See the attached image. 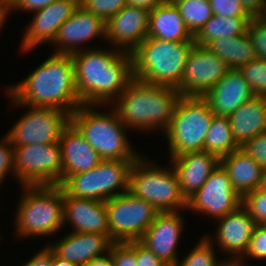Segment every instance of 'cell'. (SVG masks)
I'll list each match as a JSON object with an SVG mask.
<instances>
[{"label": "cell", "mask_w": 266, "mask_h": 266, "mask_svg": "<svg viewBox=\"0 0 266 266\" xmlns=\"http://www.w3.org/2000/svg\"><path fill=\"white\" fill-rule=\"evenodd\" d=\"M251 17H260L266 9V0H238Z\"/></svg>", "instance_id": "45"}, {"label": "cell", "mask_w": 266, "mask_h": 266, "mask_svg": "<svg viewBox=\"0 0 266 266\" xmlns=\"http://www.w3.org/2000/svg\"><path fill=\"white\" fill-rule=\"evenodd\" d=\"M92 107L95 105L81 104L70 115V123L103 160H137L140 156L128 143L127 127L113 107L109 114Z\"/></svg>", "instance_id": "5"}, {"label": "cell", "mask_w": 266, "mask_h": 266, "mask_svg": "<svg viewBox=\"0 0 266 266\" xmlns=\"http://www.w3.org/2000/svg\"><path fill=\"white\" fill-rule=\"evenodd\" d=\"M80 5V0H55L45 8L34 11L33 19L22 38L21 49L28 51L52 43L60 26L70 18Z\"/></svg>", "instance_id": "17"}, {"label": "cell", "mask_w": 266, "mask_h": 266, "mask_svg": "<svg viewBox=\"0 0 266 266\" xmlns=\"http://www.w3.org/2000/svg\"><path fill=\"white\" fill-rule=\"evenodd\" d=\"M105 39L106 23L96 15L86 11L81 5L58 29L52 44L58 47L55 54H73L80 51V43L98 36Z\"/></svg>", "instance_id": "18"}, {"label": "cell", "mask_w": 266, "mask_h": 266, "mask_svg": "<svg viewBox=\"0 0 266 266\" xmlns=\"http://www.w3.org/2000/svg\"><path fill=\"white\" fill-rule=\"evenodd\" d=\"M241 204L242 197L232 187L227 171L219 164L201 188L187 200V209L219 219Z\"/></svg>", "instance_id": "14"}, {"label": "cell", "mask_w": 266, "mask_h": 266, "mask_svg": "<svg viewBox=\"0 0 266 266\" xmlns=\"http://www.w3.org/2000/svg\"><path fill=\"white\" fill-rule=\"evenodd\" d=\"M259 189H261V190L266 192V169H263V173H262V178H261V183H260Z\"/></svg>", "instance_id": "50"}, {"label": "cell", "mask_w": 266, "mask_h": 266, "mask_svg": "<svg viewBox=\"0 0 266 266\" xmlns=\"http://www.w3.org/2000/svg\"><path fill=\"white\" fill-rule=\"evenodd\" d=\"M212 236L204 235L194 249L184 257L183 260H178L175 266H231L227 260L216 261L215 248L213 245Z\"/></svg>", "instance_id": "32"}, {"label": "cell", "mask_w": 266, "mask_h": 266, "mask_svg": "<svg viewBox=\"0 0 266 266\" xmlns=\"http://www.w3.org/2000/svg\"><path fill=\"white\" fill-rule=\"evenodd\" d=\"M52 266H78V265L74 263H70L69 261L60 259L55 254H53Z\"/></svg>", "instance_id": "49"}, {"label": "cell", "mask_w": 266, "mask_h": 266, "mask_svg": "<svg viewBox=\"0 0 266 266\" xmlns=\"http://www.w3.org/2000/svg\"><path fill=\"white\" fill-rule=\"evenodd\" d=\"M70 114L57 108L31 107L6 134L13 146L58 143Z\"/></svg>", "instance_id": "12"}, {"label": "cell", "mask_w": 266, "mask_h": 266, "mask_svg": "<svg viewBox=\"0 0 266 266\" xmlns=\"http://www.w3.org/2000/svg\"><path fill=\"white\" fill-rule=\"evenodd\" d=\"M13 174L23 185H60L63 165L59 142L14 146Z\"/></svg>", "instance_id": "10"}, {"label": "cell", "mask_w": 266, "mask_h": 266, "mask_svg": "<svg viewBox=\"0 0 266 266\" xmlns=\"http://www.w3.org/2000/svg\"><path fill=\"white\" fill-rule=\"evenodd\" d=\"M217 220L215 243L222 251L232 255L227 262L234 266L244 256L256 223L242 205Z\"/></svg>", "instance_id": "19"}, {"label": "cell", "mask_w": 266, "mask_h": 266, "mask_svg": "<svg viewBox=\"0 0 266 266\" xmlns=\"http://www.w3.org/2000/svg\"><path fill=\"white\" fill-rule=\"evenodd\" d=\"M227 117L234 140L241 147L250 138L266 131V97L254 96Z\"/></svg>", "instance_id": "26"}, {"label": "cell", "mask_w": 266, "mask_h": 266, "mask_svg": "<svg viewBox=\"0 0 266 266\" xmlns=\"http://www.w3.org/2000/svg\"><path fill=\"white\" fill-rule=\"evenodd\" d=\"M179 179L182 195L191 198L220 164V158L207 151L189 152L170 158Z\"/></svg>", "instance_id": "22"}, {"label": "cell", "mask_w": 266, "mask_h": 266, "mask_svg": "<svg viewBox=\"0 0 266 266\" xmlns=\"http://www.w3.org/2000/svg\"><path fill=\"white\" fill-rule=\"evenodd\" d=\"M256 225L266 222V192L257 188L242 197L241 204Z\"/></svg>", "instance_id": "35"}, {"label": "cell", "mask_w": 266, "mask_h": 266, "mask_svg": "<svg viewBox=\"0 0 266 266\" xmlns=\"http://www.w3.org/2000/svg\"><path fill=\"white\" fill-rule=\"evenodd\" d=\"M113 241L99 233H68L55 245H48L60 259L84 266L92 259L107 254ZM104 252V254H103Z\"/></svg>", "instance_id": "23"}, {"label": "cell", "mask_w": 266, "mask_h": 266, "mask_svg": "<svg viewBox=\"0 0 266 266\" xmlns=\"http://www.w3.org/2000/svg\"><path fill=\"white\" fill-rule=\"evenodd\" d=\"M245 257L258 260L266 259V228L263 225L255 226L244 256L234 266H246V264L243 263V258Z\"/></svg>", "instance_id": "38"}, {"label": "cell", "mask_w": 266, "mask_h": 266, "mask_svg": "<svg viewBox=\"0 0 266 266\" xmlns=\"http://www.w3.org/2000/svg\"><path fill=\"white\" fill-rule=\"evenodd\" d=\"M180 10L187 29L195 36L213 16L209 0H170Z\"/></svg>", "instance_id": "31"}, {"label": "cell", "mask_w": 266, "mask_h": 266, "mask_svg": "<svg viewBox=\"0 0 266 266\" xmlns=\"http://www.w3.org/2000/svg\"><path fill=\"white\" fill-rule=\"evenodd\" d=\"M239 148L234 140L228 117L215 115L205 137L204 151L221 158Z\"/></svg>", "instance_id": "30"}, {"label": "cell", "mask_w": 266, "mask_h": 266, "mask_svg": "<svg viewBox=\"0 0 266 266\" xmlns=\"http://www.w3.org/2000/svg\"><path fill=\"white\" fill-rule=\"evenodd\" d=\"M230 68H240L256 58L254 46L247 31L241 35L213 40L207 46Z\"/></svg>", "instance_id": "28"}, {"label": "cell", "mask_w": 266, "mask_h": 266, "mask_svg": "<svg viewBox=\"0 0 266 266\" xmlns=\"http://www.w3.org/2000/svg\"><path fill=\"white\" fill-rule=\"evenodd\" d=\"M17 214L18 237L51 236L64 225V191L60 185H23Z\"/></svg>", "instance_id": "6"}, {"label": "cell", "mask_w": 266, "mask_h": 266, "mask_svg": "<svg viewBox=\"0 0 266 266\" xmlns=\"http://www.w3.org/2000/svg\"><path fill=\"white\" fill-rule=\"evenodd\" d=\"M8 92L13 106L57 108L71 115L81 105L71 54L53 53Z\"/></svg>", "instance_id": "2"}, {"label": "cell", "mask_w": 266, "mask_h": 266, "mask_svg": "<svg viewBox=\"0 0 266 266\" xmlns=\"http://www.w3.org/2000/svg\"><path fill=\"white\" fill-rule=\"evenodd\" d=\"M215 114L202 96L179 98L164 134L170 158L189 152L204 151V141Z\"/></svg>", "instance_id": "7"}, {"label": "cell", "mask_w": 266, "mask_h": 266, "mask_svg": "<svg viewBox=\"0 0 266 266\" xmlns=\"http://www.w3.org/2000/svg\"><path fill=\"white\" fill-rule=\"evenodd\" d=\"M147 37L171 42L194 41V36L187 29L180 10L170 0H165L149 11Z\"/></svg>", "instance_id": "25"}, {"label": "cell", "mask_w": 266, "mask_h": 266, "mask_svg": "<svg viewBox=\"0 0 266 266\" xmlns=\"http://www.w3.org/2000/svg\"><path fill=\"white\" fill-rule=\"evenodd\" d=\"M213 15L223 17L250 16L238 0H209Z\"/></svg>", "instance_id": "40"}, {"label": "cell", "mask_w": 266, "mask_h": 266, "mask_svg": "<svg viewBox=\"0 0 266 266\" xmlns=\"http://www.w3.org/2000/svg\"><path fill=\"white\" fill-rule=\"evenodd\" d=\"M220 164L227 171L232 187L241 197L259 188L263 168L243 149L239 148L221 157Z\"/></svg>", "instance_id": "27"}, {"label": "cell", "mask_w": 266, "mask_h": 266, "mask_svg": "<svg viewBox=\"0 0 266 266\" xmlns=\"http://www.w3.org/2000/svg\"><path fill=\"white\" fill-rule=\"evenodd\" d=\"M240 148L266 169V131L250 138Z\"/></svg>", "instance_id": "39"}, {"label": "cell", "mask_w": 266, "mask_h": 266, "mask_svg": "<svg viewBox=\"0 0 266 266\" xmlns=\"http://www.w3.org/2000/svg\"><path fill=\"white\" fill-rule=\"evenodd\" d=\"M55 0H11L9 2L10 11L23 10L28 12H34L42 8L47 7Z\"/></svg>", "instance_id": "43"}, {"label": "cell", "mask_w": 266, "mask_h": 266, "mask_svg": "<svg viewBox=\"0 0 266 266\" xmlns=\"http://www.w3.org/2000/svg\"><path fill=\"white\" fill-rule=\"evenodd\" d=\"M53 254L54 251L49 246H46L25 263L24 266H52Z\"/></svg>", "instance_id": "44"}, {"label": "cell", "mask_w": 266, "mask_h": 266, "mask_svg": "<svg viewBox=\"0 0 266 266\" xmlns=\"http://www.w3.org/2000/svg\"><path fill=\"white\" fill-rule=\"evenodd\" d=\"M137 266H168L139 241H135Z\"/></svg>", "instance_id": "42"}, {"label": "cell", "mask_w": 266, "mask_h": 266, "mask_svg": "<svg viewBox=\"0 0 266 266\" xmlns=\"http://www.w3.org/2000/svg\"><path fill=\"white\" fill-rule=\"evenodd\" d=\"M63 221H69L73 232L99 233L109 237L105 201L76 198L64 192Z\"/></svg>", "instance_id": "21"}, {"label": "cell", "mask_w": 266, "mask_h": 266, "mask_svg": "<svg viewBox=\"0 0 266 266\" xmlns=\"http://www.w3.org/2000/svg\"><path fill=\"white\" fill-rule=\"evenodd\" d=\"M109 252L112 266H137L135 241L113 242Z\"/></svg>", "instance_id": "37"}, {"label": "cell", "mask_w": 266, "mask_h": 266, "mask_svg": "<svg viewBox=\"0 0 266 266\" xmlns=\"http://www.w3.org/2000/svg\"><path fill=\"white\" fill-rule=\"evenodd\" d=\"M8 12H10L9 1L8 0H0V30L4 25V20H6V16H8Z\"/></svg>", "instance_id": "48"}, {"label": "cell", "mask_w": 266, "mask_h": 266, "mask_svg": "<svg viewBox=\"0 0 266 266\" xmlns=\"http://www.w3.org/2000/svg\"><path fill=\"white\" fill-rule=\"evenodd\" d=\"M178 211L158 212L139 242L168 266H175L178 259L177 244L184 221Z\"/></svg>", "instance_id": "15"}, {"label": "cell", "mask_w": 266, "mask_h": 266, "mask_svg": "<svg viewBox=\"0 0 266 266\" xmlns=\"http://www.w3.org/2000/svg\"><path fill=\"white\" fill-rule=\"evenodd\" d=\"M148 23V10L127 5L106 22L105 41L132 53L147 38Z\"/></svg>", "instance_id": "16"}, {"label": "cell", "mask_w": 266, "mask_h": 266, "mask_svg": "<svg viewBox=\"0 0 266 266\" xmlns=\"http://www.w3.org/2000/svg\"><path fill=\"white\" fill-rule=\"evenodd\" d=\"M144 159V160H143ZM140 157L129 173V192L152 204L158 212L186 210L187 200L181 193L179 179L173 167L164 168Z\"/></svg>", "instance_id": "8"}, {"label": "cell", "mask_w": 266, "mask_h": 266, "mask_svg": "<svg viewBox=\"0 0 266 266\" xmlns=\"http://www.w3.org/2000/svg\"><path fill=\"white\" fill-rule=\"evenodd\" d=\"M135 161L102 160L89 171L69 175L60 186L68 196L106 201L129 191V173ZM117 188L123 191L116 192Z\"/></svg>", "instance_id": "9"}, {"label": "cell", "mask_w": 266, "mask_h": 266, "mask_svg": "<svg viewBox=\"0 0 266 266\" xmlns=\"http://www.w3.org/2000/svg\"><path fill=\"white\" fill-rule=\"evenodd\" d=\"M251 16L223 17L213 15L194 36L195 44L207 46L213 40L238 36L247 31Z\"/></svg>", "instance_id": "29"}, {"label": "cell", "mask_w": 266, "mask_h": 266, "mask_svg": "<svg viewBox=\"0 0 266 266\" xmlns=\"http://www.w3.org/2000/svg\"><path fill=\"white\" fill-rule=\"evenodd\" d=\"M128 5L145 8L148 11L162 4L165 0H126Z\"/></svg>", "instance_id": "46"}, {"label": "cell", "mask_w": 266, "mask_h": 266, "mask_svg": "<svg viewBox=\"0 0 266 266\" xmlns=\"http://www.w3.org/2000/svg\"><path fill=\"white\" fill-rule=\"evenodd\" d=\"M229 69L227 63L206 46L195 44L176 90L182 96H203Z\"/></svg>", "instance_id": "13"}, {"label": "cell", "mask_w": 266, "mask_h": 266, "mask_svg": "<svg viewBox=\"0 0 266 266\" xmlns=\"http://www.w3.org/2000/svg\"><path fill=\"white\" fill-rule=\"evenodd\" d=\"M181 94L173 87L146 83L133 78L126 89L114 100L113 109L128 128L162 132L173 117Z\"/></svg>", "instance_id": "3"}, {"label": "cell", "mask_w": 266, "mask_h": 266, "mask_svg": "<svg viewBox=\"0 0 266 266\" xmlns=\"http://www.w3.org/2000/svg\"><path fill=\"white\" fill-rule=\"evenodd\" d=\"M80 5L106 23L128 4L126 0H80Z\"/></svg>", "instance_id": "34"}, {"label": "cell", "mask_w": 266, "mask_h": 266, "mask_svg": "<svg viewBox=\"0 0 266 266\" xmlns=\"http://www.w3.org/2000/svg\"><path fill=\"white\" fill-rule=\"evenodd\" d=\"M195 41L147 37L133 52V75L146 83L177 88Z\"/></svg>", "instance_id": "4"}, {"label": "cell", "mask_w": 266, "mask_h": 266, "mask_svg": "<svg viewBox=\"0 0 266 266\" xmlns=\"http://www.w3.org/2000/svg\"><path fill=\"white\" fill-rule=\"evenodd\" d=\"M84 266H112L110 252L103 256L92 259Z\"/></svg>", "instance_id": "47"}, {"label": "cell", "mask_w": 266, "mask_h": 266, "mask_svg": "<svg viewBox=\"0 0 266 266\" xmlns=\"http://www.w3.org/2000/svg\"><path fill=\"white\" fill-rule=\"evenodd\" d=\"M63 165V181L72 174L86 172L103 159L70 123L59 140Z\"/></svg>", "instance_id": "24"}, {"label": "cell", "mask_w": 266, "mask_h": 266, "mask_svg": "<svg viewBox=\"0 0 266 266\" xmlns=\"http://www.w3.org/2000/svg\"><path fill=\"white\" fill-rule=\"evenodd\" d=\"M266 21V9L263 12V15L261 16Z\"/></svg>", "instance_id": "51"}, {"label": "cell", "mask_w": 266, "mask_h": 266, "mask_svg": "<svg viewBox=\"0 0 266 266\" xmlns=\"http://www.w3.org/2000/svg\"><path fill=\"white\" fill-rule=\"evenodd\" d=\"M247 33L254 46L256 58L266 60V21L260 17H252L247 27Z\"/></svg>", "instance_id": "36"}, {"label": "cell", "mask_w": 266, "mask_h": 266, "mask_svg": "<svg viewBox=\"0 0 266 266\" xmlns=\"http://www.w3.org/2000/svg\"><path fill=\"white\" fill-rule=\"evenodd\" d=\"M255 96L238 68H230L202 97L217 116H229Z\"/></svg>", "instance_id": "20"}, {"label": "cell", "mask_w": 266, "mask_h": 266, "mask_svg": "<svg viewBox=\"0 0 266 266\" xmlns=\"http://www.w3.org/2000/svg\"><path fill=\"white\" fill-rule=\"evenodd\" d=\"M239 69L255 96L266 97V60L255 58Z\"/></svg>", "instance_id": "33"}, {"label": "cell", "mask_w": 266, "mask_h": 266, "mask_svg": "<svg viewBox=\"0 0 266 266\" xmlns=\"http://www.w3.org/2000/svg\"><path fill=\"white\" fill-rule=\"evenodd\" d=\"M81 104H112L134 78L132 53L82 49L71 54ZM111 101V103H109Z\"/></svg>", "instance_id": "1"}, {"label": "cell", "mask_w": 266, "mask_h": 266, "mask_svg": "<svg viewBox=\"0 0 266 266\" xmlns=\"http://www.w3.org/2000/svg\"><path fill=\"white\" fill-rule=\"evenodd\" d=\"M0 142V184L8 175V173H13V163H14V146L11 140L6 135L2 138Z\"/></svg>", "instance_id": "41"}, {"label": "cell", "mask_w": 266, "mask_h": 266, "mask_svg": "<svg viewBox=\"0 0 266 266\" xmlns=\"http://www.w3.org/2000/svg\"><path fill=\"white\" fill-rule=\"evenodd\" d=\"M109 238L113 242L139 241L158 210L127 191L105 201Z\"/></svg>", "instance_id": "11"}]
</instances>
